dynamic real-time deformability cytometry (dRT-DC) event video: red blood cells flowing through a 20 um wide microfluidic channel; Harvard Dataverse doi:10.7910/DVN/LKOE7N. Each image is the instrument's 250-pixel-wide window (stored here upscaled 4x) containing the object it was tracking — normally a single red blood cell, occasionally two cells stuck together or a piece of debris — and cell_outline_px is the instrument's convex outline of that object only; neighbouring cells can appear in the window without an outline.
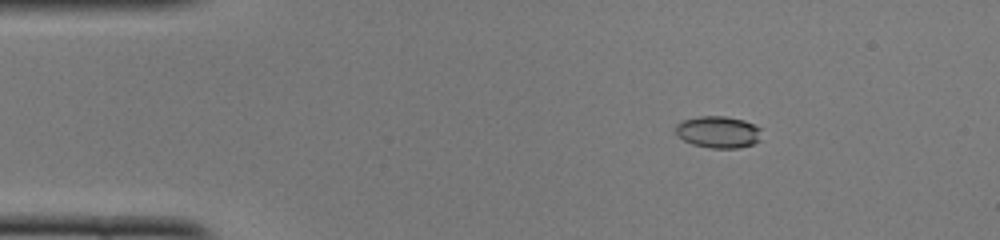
{"species": "common noctule bat (a hibernating species)", "species_latin": "Nyctalus noctula", "temperature_condition": "cold", "stored_images_in_passage": 45, "camera_frame_rate_fps": 3000, "um_per_image_px": 0.085, "animal": {"sex": "female", "body_mass_g": 22.0, "forearm_length_mm": 56.7}, "frame": {"image": 1, "passage_image": 2, "time_ms": 0.333, "image_size_px": [1000, 240], "cell_outline_px": [[760, 140], [752, 144], [740, 148], [712, 148], [692, 144], [676, 136], [676, 124], [684, 120], [700, 116], [724, 116], [744, 120], [760, 128]], "centroid_in_image_um": [61.04, 11.22], "position_along_channel_um": 24.0, "area_um2": 15.9}}
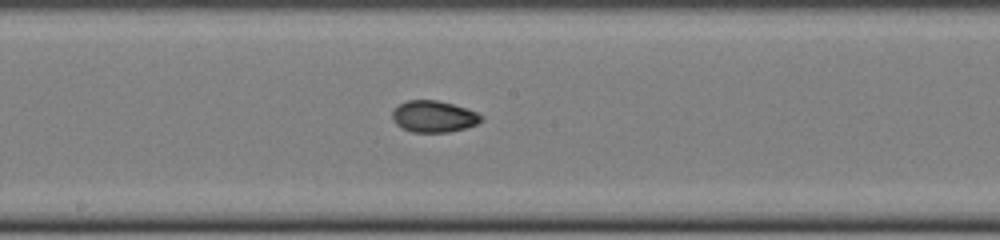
{"frame": {"image": 2, "passage_image": 21, "time_ms": 6.667, "image_size_px": [1000, 240], "cell_outline_px": [[484, 120], [476, 124], [464, 128], [448, 132], [412, 132], [396, 124], [392, 120], [392, 112], [400, 104], [408, 100], [436, 100], [452, 104], [476, 112], [484, 116]], "centroid_in_image_um": [36.87, 9.9], "position_along_channel_um": 211.3, "area_um2": 16.18}}
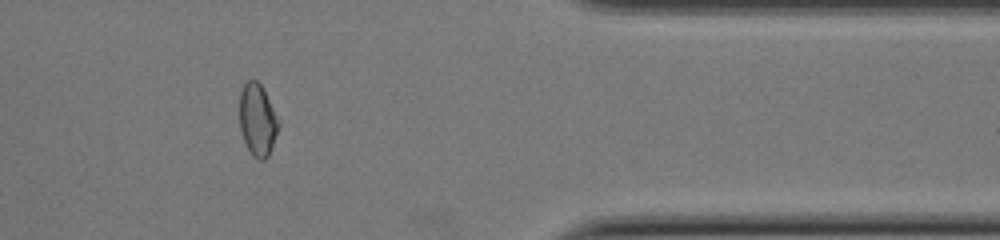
{"frame": {"image": 3, "passage_image": 36, "time_ms": 11.667, "image_size_px": [1000, 240], "cell_outline_px": [[280, 124], [268, 156], [264, 160], [256, 160], [252, 156], [244, 140], [240, 128], [240, 92], [244, 84], [248, 80], [256, 80], [260, 84], [280, 120]], "centroid_in_image_um": [21.89, 10.21], "position_along_channel_um": 389.5, "area_um2": 16.3}, "authors_computed_cell_mechanics": {"area_um2": 16.4152, "velocity_mm_per_s": 4.0079, "shape_relaxation_time_tau1_ms": 5.3193, "shape_relaxation_time_tau2_ms": 3.3876, "deformation_change_tau1": 0.123, "deformation_change_tau2": 0.055}}